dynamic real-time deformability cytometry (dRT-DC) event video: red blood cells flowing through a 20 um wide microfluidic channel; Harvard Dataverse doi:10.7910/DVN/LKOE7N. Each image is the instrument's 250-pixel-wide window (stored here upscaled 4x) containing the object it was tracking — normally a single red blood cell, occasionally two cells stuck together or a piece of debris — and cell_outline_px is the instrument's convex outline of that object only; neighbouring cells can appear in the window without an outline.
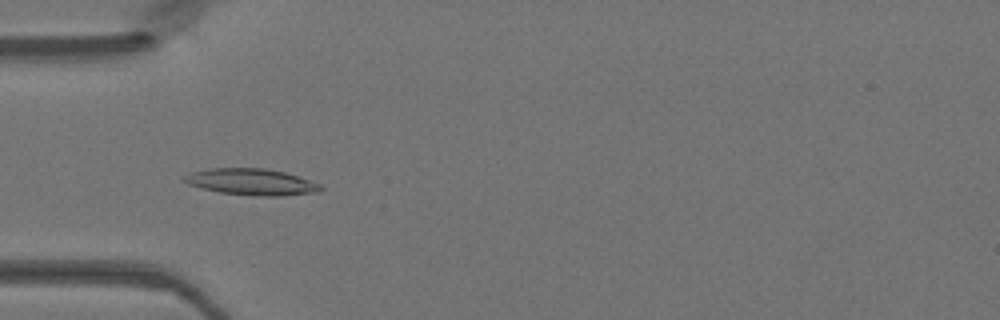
{"species": "Egyptian fruit bat (a non-hibernating species)", "species_latin": "Rousettus aegyptiacus", "temperature_condition": "warm", "stored_images_in_passage": 46, "camera_frame_rate_fps": 3000, "um_per_image_px": 0.085, "animal": {"sex": "female"}, "frame": {"image": 1, "passage_image": 13, "time_ms": 4.0, "image_size_px": [1000, 320], "cell_outline_px": [[324, 188], [320, 192], [280, 196], [252, 196], [220, 192], [200, 188], [188, 184], [180, 180], [184, 176], [192, 172], [208, 168], [264, 168], [284, 172], [320, 184]], "centroid_in_image_um": [21.34, 15.47], "position_along_channel_um": 63.7, "area_um2": 21.1}}
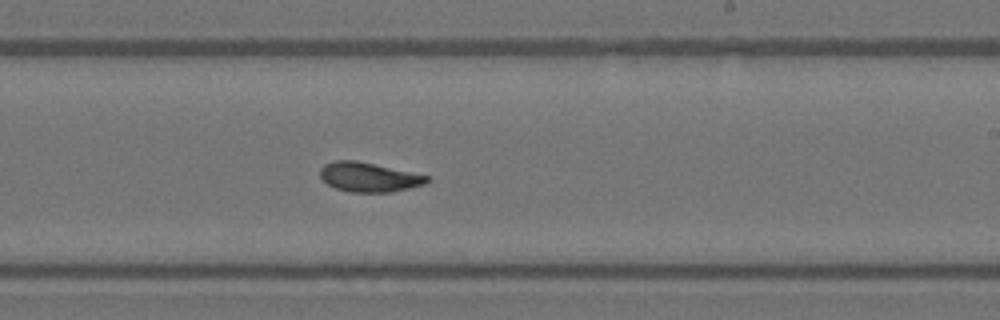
{"frame": {"image": 2, "passage_image": 27, "time_ms": 8.667, "image_size_px": [1000, 320], "cell_outline_px": [[432, 180], [424, 184], [392, 192], [352, 192], [336, 188], [328, 184], [320, 176], [320, 168], [324, 164], [332, 160], [356, 160], [428, 176]], "centroid_in_image_um": [31.33, 15.05], "position_along_channel_um": 257.7, "area_um2": 18.15}}
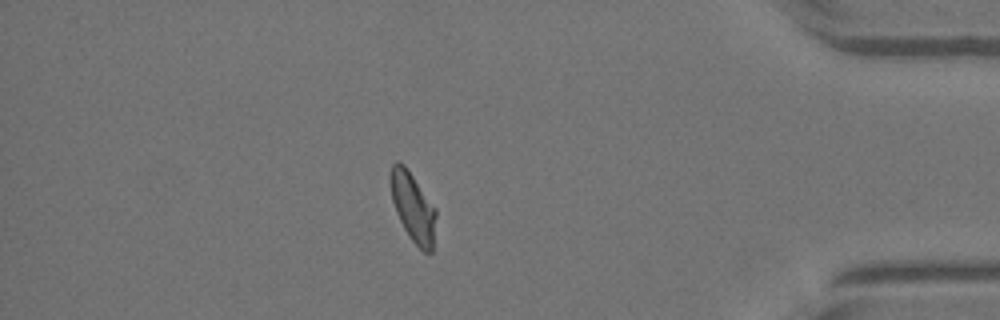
{"frame": {"image": 3, "passage_image": 40, "time_ms": 13.0, "image_size_px": [1000, 320], "cell_outline_px": [[436, 216], [432, 252], [424, 252], [412, 240], [404, 228], [396, 212], [392, 200], [388, 180], [388, 176], [392, 164], [396, 160], [404, 164], [436, 208]], "centroid_in_image_um": [35.07, 17.56], "position_along_channel_um": 400.1, "area_um2": 18.38}}